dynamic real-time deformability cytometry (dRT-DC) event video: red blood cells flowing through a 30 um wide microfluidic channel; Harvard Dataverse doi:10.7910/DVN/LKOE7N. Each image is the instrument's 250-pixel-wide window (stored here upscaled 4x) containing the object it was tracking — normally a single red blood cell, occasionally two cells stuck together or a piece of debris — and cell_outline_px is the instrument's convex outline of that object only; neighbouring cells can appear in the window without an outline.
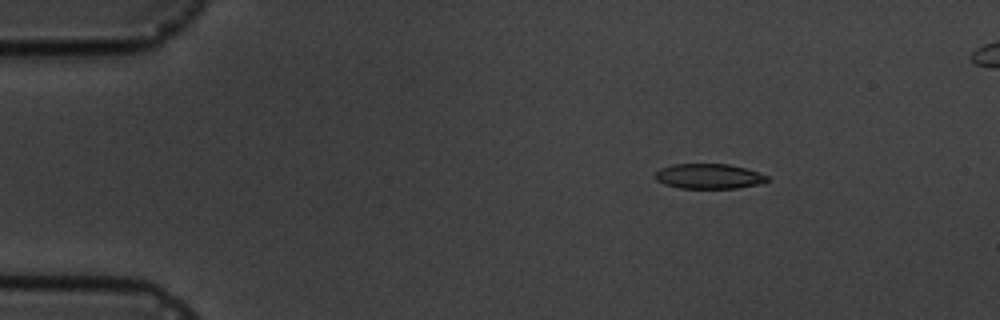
{"species": "common noctule bat (a hibernating species)", "species_latin": "Nyctalus noctula", "temperature_condition": "cold", "stored_images_in_passage": 6, "segment_of_instrument_passage": [1, 2], "camera_frame_rate_fps": 3000, "um_per_image_px": 0.085, "animal": {"sex": "male", "body_mass_g": 19.5, "forearm_length_mm": 54.6}, "frame": {"image": 1, "passage_image": 3, "time_ms": 2.0, "image_size_px": [1000, 320], "cell_outline_px": [[772, 180], [764, 184], [736, 188], [680, 188], [664, 184], [656, 180], [652, 176], [660, 168], [672, 164], [728, 164], [744, 168], [768, 176]], "centroid_in_image_um": [60.26, 14.99], "position_along_channel_um": 24.7, "area_um2": 16.53}}